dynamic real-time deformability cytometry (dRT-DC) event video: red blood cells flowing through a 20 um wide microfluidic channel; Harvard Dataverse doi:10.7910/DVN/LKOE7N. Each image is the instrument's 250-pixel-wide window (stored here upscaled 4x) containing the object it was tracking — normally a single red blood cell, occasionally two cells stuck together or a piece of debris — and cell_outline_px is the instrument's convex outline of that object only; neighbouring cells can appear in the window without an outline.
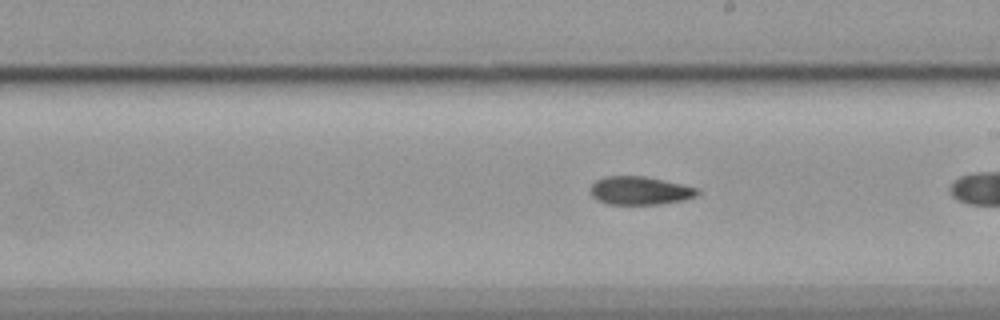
{"species": "common noctule bat (a hibernating species)", "species_latin": "Nyctalus noctula", "temperature_condition": "cold", "stored_images_in_passage": 33, "camera_frame_rate_fps": 3000, "um_per_image_px": 0.085, "animal": {"sex": "female", "body_mass_g": 19.9}, "frame": {"image": 1, "passage_image": 15, "time_ms": 4.667, "image_size_px": [1000, 320], "cell_outline_px": [[700, 192], [696, 196], [684, 200], [660, 204], [608, 204], [596, 200], [592, 196], [592, 184], [596, 180], [604, 176], [644, 176], [700, 188]], "centroid_in_image_um": [54.41, 16.2], "position_along_channel_um": 234.6, "area_um2": 17.63}}
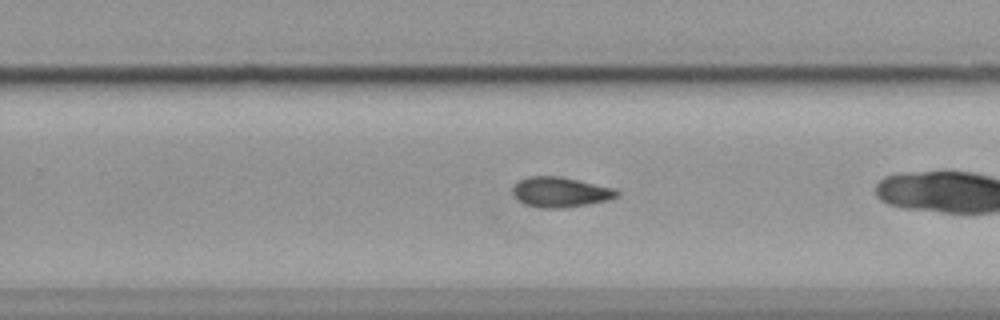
{"frame": {"image": 2, "passage_image": 19, "time_ms": 6.0, "image_size_px": [1000, 320], "cell_outline_px": [[620, 196], [608, 200], [584, 204], [556, 208], [544, 208], [524, 204], [512, 192], [512, 188], [520, 180], [528, 176], [560, 176], [616, 188], [620, 192]], "centroid_in_image_um": [47.67, 16.31], "position_along_channel_um": 282.1, "area_um2": 18.09}, "authors_computed_cell_mechanics": {"area_um2": 17.918, "velocity_mm_per_s": 3.5899, "shape_relaxation_time_tau1_ms": null, "shape_relaxation_time_tau2_ms": 7.0314, "deformation_change_tau1": null, "deformation_change_tau2": 0.1489}}